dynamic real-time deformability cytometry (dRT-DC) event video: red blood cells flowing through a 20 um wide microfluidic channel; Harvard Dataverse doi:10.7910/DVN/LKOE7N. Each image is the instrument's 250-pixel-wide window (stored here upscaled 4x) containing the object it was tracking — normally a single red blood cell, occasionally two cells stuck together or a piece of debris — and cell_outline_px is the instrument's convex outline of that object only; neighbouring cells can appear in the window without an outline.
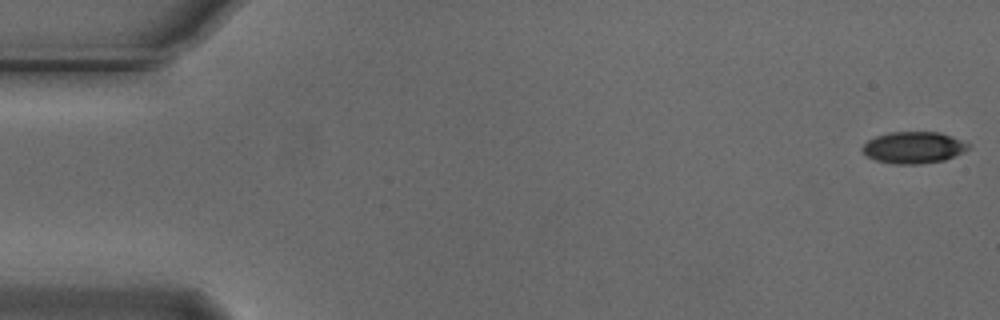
{"species": "Egyptian fruit bat (a non-hibernating species)", "species_latin": "Rousettus aegyptiacus", "temperature_condition": "cold", "stored_images_in_passage": 55, "camera_frame_rate_fps": 3000, "um_per_image_px": 0.085, "animal": {"sex": "male"}, "frame": {"image": 1, "passage_image": 1, "time_ms": 0.0, "image_size_px": [1000, 320], "cell_outline_px": [[968, 148], [944, 160], [920, 164], [896, 164], [876, 160], [868, 156], [860, 148], [868, 140], [876, 136], [888, 132], [940, 132], [952, 136], [968, 144]], "centroid_in_image_um": [77.6, 12.53], "position_along_channel_um": 7.4, "area_um2": 19.25}}
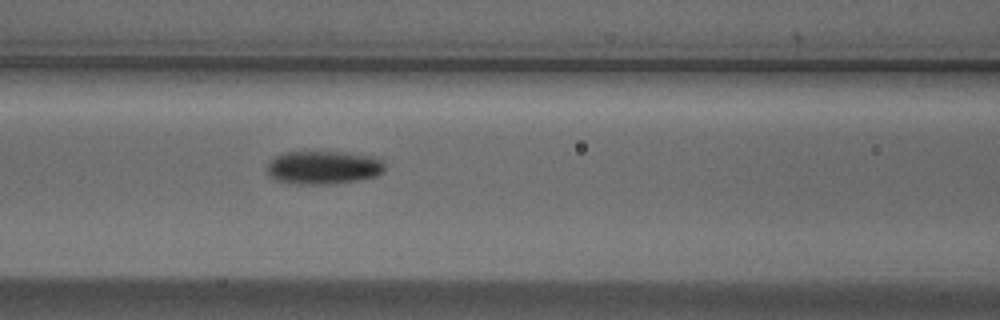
{"frame": {"image": 2, "passage_image": 23, "time_ms": 7.333, "image_size_px": [1000, 320], "cell_outline_px": [[384, 172], [376, 176], [360, 180], [328, 184], [300, 184], [276, 180], [268, 172], [268, 164], [276, 156], [284, 152], [344, 152], [372, 156], [380, 160], [384, 164]], "centroid_in_image_um": [27.52, 14.24], "position_along_channel_um": 139.1, "area_um2": 22.66}}
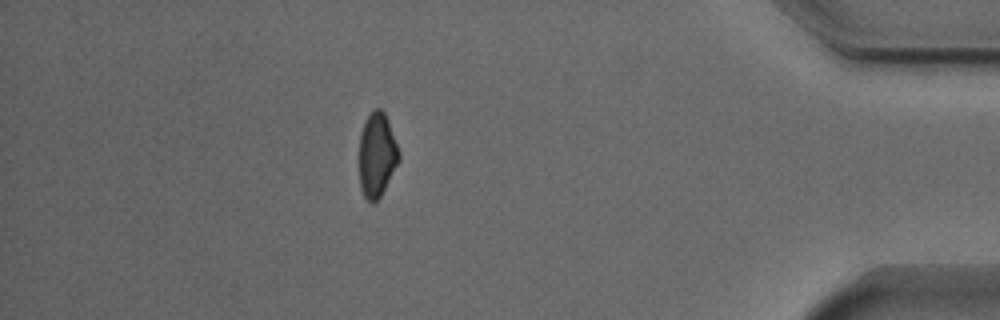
{"frame": {"image": 3, "passage_image": 48, "time_ms": 15.667, "image_size_px": [1000, 320], "cell_outline_px": [[400, 160], [380, 196], [372, 204], [364, 196], [360, 188], [360, 132], [368, 116], [376, 108], [380, 108], [384, 112], [388, 120], [400, 152]], "centroid_in_image_um": [32.05, 13.17], "position_along_channel_um": 403.2, "area_um2": 19.31}, "authors_computed_cell_mechanics": {"area_um2": 20.7502, "velocity_mm_per_s": 3.7408, "shape_relaxation_time_tau1_ms": 3.3864, "shape_relaxation_time_tau2_ms": null, "deformation_change_tau1": 0.1176, "deformation_change_tau2": null}}